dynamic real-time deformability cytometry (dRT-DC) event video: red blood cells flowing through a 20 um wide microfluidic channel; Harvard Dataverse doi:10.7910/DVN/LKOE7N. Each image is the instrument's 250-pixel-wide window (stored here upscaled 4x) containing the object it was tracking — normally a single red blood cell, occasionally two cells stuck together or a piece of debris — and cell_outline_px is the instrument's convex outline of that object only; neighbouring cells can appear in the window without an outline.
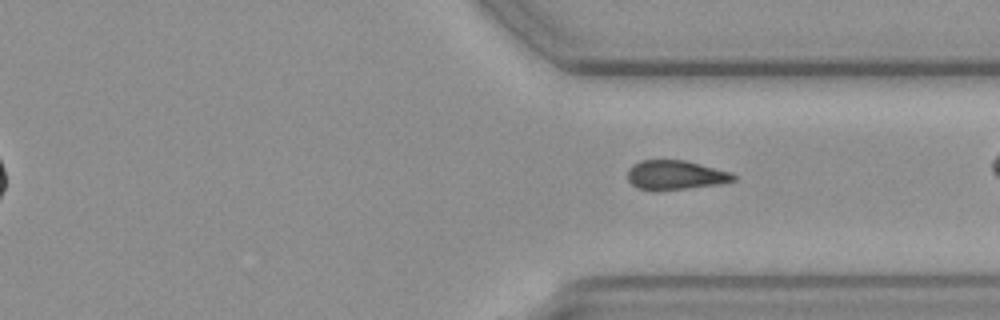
{"species": "common noctule bat (a hibernating species)", "species_latin": "Nyctalus noctula", "temperature_condition": "cold", "stored_images_in_passage": 27, "camera_frame_rate_fps": 3000, "um_per_image_px": 0.085, "animal": {"sex": "female", "body_mass_g": 19.3, "forearm_length_mm": 54.1}, "frame": {"image": 1, "passage_image": 27, "time_ms": 8.667, "image_size_px": [1000, 320], "cell_outline_px": [[736, 180], [720, 184], [656, 192], [652, 192], [636, 188], [628, 180], [628, 168], [632, 164], [640, 160], [684, 160], [732, 172], [736, 176]], "centroid_in_image_um": [57.38, 14.9], "position_along_channel_um": 354.0, "area_um2": 18.5}}